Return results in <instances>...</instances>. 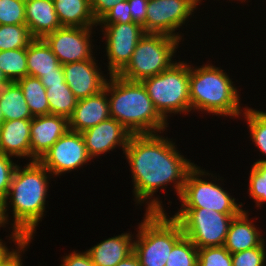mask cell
I'll use <instances>...</instances> for the list:
<instances>
[{
    "label": "cell",
    "mask_w": 266,
    "mask_h": 266,
    "mask_svg": "<svg viewBox=\"0 0 266 266\" xmlns=\"http://www.w3.org/2000/svg\"><path fill=\"white\" fill-rule=\"evenodd\" d=\"M163 136V132L132 134L123 152L132 174L135 206L145 205V213L166 211L163 201L155 194L159 189L164 192L168 185H173L179 199L187 173L196 165L181 155L176 141Z\"/></svg>",
    "instance_id": "1"
},
{
    "label": "cell",
    "mask_w": 266,
    "mask_h": 266,
    "mask_svg": "<svg viewBox=\"0 0 266 266\" xmlns=\"http://www.w3.org/2000/svg\"><path fill=\"white\" fill-rule=\"evenodd\" d=\"M23 166L20 163L16 166L8 194L2 202L5 223L12 230L6 238L9 237L8 242L11 240L14 245L22 238H34L36 229L47 212L45 206L48 202L49 181L54 178L39 161L27 162ZM8 209L13 214V217L10 216L12 221Z\"/></svg>",
    "instance_id": "2"
},
{
    "label": "cell",
    "mask_w": 266,
    "mask_h": 266,
    "mask_svg": "<svg viewBox=\"0 0 266 266\" xmlns=\"http://www.w3.org/2000/svg\"><path fill=\"white\" fill-rule=\"evenodd\" d=\"M106 92L110 117L132 134H166L164 131L169 128V122L158 113L141 82L109 75Z\"/></svg>",
    "instance_id": "3"
},
{
    "label": "cell",
    "mask_w": 266,
    "mask_h": 266,
    "mask_svg": "<svg viewBox=\"0 0 266 266\" xmlns=\"http://www.w3.org/2000/svg\"><path fill=\"white\" fill-rule=\"evenodd\" d=\"M190 63L189 92L191 113L212 114L231 119L240 118L241 95L233 78L224 69L205 63L194 66ZM193 110V111H192Z\"/></svg>",
    "instance_id": "4"
},
{
    "label": "cell",
    "mask_w": 266,
    "mask_h": 266,
    "mask_svg": "<svg viewBox=\"0 0 266 266\" xmlns=\"http://www.w3.org/2000/svg\"><path fill=\"white\" fill-rule=\"evenodd\" d=\"M167 212L145 213L135 228L134 253L141 266H165L173 246L184 236Z\"/></svg>",
    "instance_id": "5"
},
{
    "label": "cell",
    "mask_w": 266,
    "mask_h": 266,
    "mask_svg": "<svg viewBox=\"0 0 266 266\" xmlns=\"http://www.w3.org/2000/svg\"><path fill=\"white\" fill-rule=\"evenodd\" d=\"M177 61L169 69L141 81L156 110L167 122L172 113H191L190 62Z\"/></svg>",
    "instance_id": "6"
},
{
    "label": "cell",
    "mask_w": 266,
    "mask_h": 266,
    "mask_svg": "<svg viewBox=\"0 0 266 266\" xmlns=\"http://www.w3.org/2000/svg\"><path fill=\"white\" fill-rule=\"evenodd\" d=\"M182 41L161 33H145L136 45L127 65L117 74L133 82L160 74L176 61L177 49Z\"/></svg>",
    "instance_id": "7"
},
{
    "label": "cell",
    "mask_w": 266,
    "mask_h": 266,
    "mask_svg": "<svg viewBox=\"0 0 266 266\" xmlns=\"http://www.w3.org/2000/svg\"><path fill=\"white\" fill-rule=\"evenodd\" d=\"M223 180L220 176L217 179V174L202 169L196 163L187 173L183 191L178 199L181 202L180 208H208L223 214H240L245 204L237 203L236 198L224 189L221 185Z\"/></svg>",
    "instance_id": "8"
},
{
    "label": "cell",
    "mask_w": 266,
    "mask_h": 266,
    "mask_svg": "<svg viewBox=\"0 0 266 266\" xmlns=\"http://www.w3.org/2000/svg\"><path fill=\"white\" fill-rule=\"evenodd\" d=\"M208 208H180L172 217L180 224L184 236L198 248L224 246L235 216Z\"/></svg>",
    "instance_id": "9"
},
{
    "label": "cell",
    "mask_w": 266,
    "mask_h": 266,
    "mask_svg": "<svg viewBox=\"0 0 266 266\" xmlns=\"http://www.w3.org/2000/svg\"><path fill=\"white\" fill-rule=\"evenodd\" d=\"M197 6L196 0H149L145 33H161L184 41L180 28L187 26L186 22L197 12Z\"/></svg>",
    "instance_id": "10"
},
{
    "label": "cell",
    "mask_w": 266,
    "mask_h": 266,
    "mask_svg": "<svg viewBox=\"0 0 266 266\" xmlns=\"http://www.w3.org/2000/svg\"><path fill=\"white\" fill-rule=\"evenodd\" d=\"M105 40L107 75H117L130 61L134 49L145 34L143 27L135 22L97 24Z\"/></svg>",
    "instance_id": "11"
},
{
    "label": "cell",
    "mask_w": 266,
    "mask_h": 266,
    "mask_svg": "<svg viewBox=\"0 0 266 266\" xmlns=\"http://www.w3.org/2000/svg\"><path fill=\"white\" fill-rule=\"evenodd\" d=\"M96 27H61L43 39L57 56L60 64L80 62L94 57V33Z\"/></svg>",
    "instance_id": "12"
},
{
    "label": "cell",
    "mask_w": 266,
    "mask_h": 266,
    "mask_svg": "<svg viewBox=\"0 0 266 266\" xmlns=\"http://www.w3.org/2000/svg\"><path fill=\"white\" fill-rule=\"evenodd\" d=\"M90 161L92 159L88 156L82 134L71 130L62 135L39 160L55 178L80 170Z\"/></svg>",
    "instance_id": "13"
},
{
    "label": "cell",
    "mask_w": 266,
    "mask_h": 266,
    "mask_svg": "<svg viewBox=\"0 0 266 266\" xmlns=\"http://www.w3.org/2000/svg\"><path fill=\"white\" fill-rule=\"evenodd\" d=\"M81 134L88 156L92 160L116 148H121L124 152L132 135L129 130L111 117Z\"/></svg>",
    "instance_id": "14"
},
{
    "label": "cell",
    "mask_w": 266,
    "mask_h": 266,
    "mask_svg": "<svg viewBox=\"0 0 266 266\" xmlns=\"http://www.w3.org/2000/svg\"><path fill=\"white\" fill-rule=\"evenodd\" d=\"M98 64V60L89 59L62 65L65 82L78 100L104 89L109 77L101 70L102 65Z\"/></svg>",
    "instance_id": "15"
},
{
    "label": "cell",
    "mask_w": 266,
    "mask_h": 266,
    "mask_svg": "<svg viewBox=\"0 0 266 266\" xmlns=\"http://www.w3.org/2000/svg\"><path fill=\"white\" fill-rule=\"evenodd\" d=\"M68 130V118L64 116L50 114L33 117L30 126L31 162L39 161Z\"/></svg>",
    "instance_id": "16"
},
{
    "label": "cell",
    "mask_w": 266,
    "mask_h": 266,
    "mask_svg": "<svg viewBox=\"0 0 266 266\" xmlns=\"http://www.w3.org/2000/svg\"><path fill=\"white\" fill-rule=\"evenodd\" d=\"M110 118L106 84L99 93L79 99L72 115L68 118L69 130L84 132Z\"/></svg>",
    "instance_id": "17"
},
{
    "label": "cell",
    "mask_w": 266,
    "mask_h": 266,
    "mask_svg": "<svg viewBox=\"0 0 266 266\" xmlns=\"http://www.w3.org/2000/svg\"><path fill=\"white\" fill-rule=\"evenodd\" d=\"M32 119L4 121L0 126V152L31 162L30 126Z\"/></svg>",
    "instance_id": "18"
},
{
    "label": "cell",
    "mask_w": 266,
    "mask_h": 266,
    "mask_svg": "<svg viewBox=\"0 0 266 266\" xmlns=\"http://www.w3.org/2000/svg\"><path fill=\"white\" fill-rule=\"evenodd\" d=\"M252 219L245 208L231 221L224 243V247L231 254L258 247L266 240L261 234V228L257 227Z\"/></svg>",
    "instance_id": "19"
},
{
    "label": "cell",
    "mask_w": 266,
    "mask_h": 266,
    "mask_svg": "<svg viewBox=\"0 0 266 266\" xmlns=\"http://www.w3.org/2000/svg\"><path fill=\"white\" fill-rule=\"evenodd\" d=\"M135 234L130 231L104 239L86 251L95 266H116L134 251Z\"/></svg>",
    "instance_id": "20"
},
{
    "label": "cell",
    "mask_w": 266,
    "mask_h": 266,
    "mask_svg": "<svg viewBox=\"0 0 266 266\" xmlns=\"http://www.w3.org/2000/svg\"><path fill=\"white\" fill-rule=\"evenodd\" d=\"M26 25L33 38H44L61 28L53 0H29L25 2Z\"/></svg>",
    "instance_id": "21"
},
{
    "label": "cell",
    "mask_w": 266,
    "mask_h": 266,
    "mask_svg": "<svg viewBox=\"0 0 266 266\" xmlns=\"http://www.w3.org/2000/svg\"><path fill=\"white\" fill-rule=\"evenodd\" d=\"M62 27H97L89 0H53Z\"/></svg>",
    "instance_id": "22"
},
{
    "label": "cell",
    "mask_w": 266,
    "mask_h": 266,
    "mask_svg": "<svg viewBox=\"0 0 266 266\" xmlns=\"http://www.w3.org/2000/svg\"><path fill=\"white\" fill-rule=\"evenodd\" d=\"M62 67L57 56L43 38H34L27 47L28 75L40 78Z\"/></svg>",
    "instance_id": "23"
},
{
    "label": "cell",
    "mask_w": 266,
    "mask_h": 266,
    "mask_svg": "<svg viewBox=\"0 0 266 266\" xmlns=\"http://www.w3.org/2000/svg\"><path fill=\"white\" fill-rule=\"evenodd\" d=\"M0 106L4 121L33 118L22 89L15 81L9 82L0 89Z\"/></svg>",
    "instance_id": "24"
},
{
    "label": "cell",
    "mask_w": 266,
    "mask_h": 266,
    "mask_svg": "<svg viewBox=\"0 0 266 266\" xmlns=\"http://www.w3.org/2000/svg\"><path fill=\"white\" fill-rule=\"evenodd\" d=\"M33 117L50 115V106L46 96V88L40 78L27 75L16 81Z\"/></svg>",
    "instance_id": "25"
},
{
    "label": "cell",
    "mask_w": 266,
    "mask_h": 266,
    "mask_svg": "<svg viewBox=\"0 0 266 266\" xmlns=\"http://www.w3.org/2000/svg\"><path fill=\"white\" fill-rule=\"evenodd\" d=\"M46 96L50 106V114L66 118L72 115L78 101L66 82L49 85L46 88Z\"/></svg>",
    "instance_id": "26"
},
{
    "label": "cell",
    "mask_w": 266,
    "mask_h": 266,
    "mask_svg": "<svg viewBox=\"0 0 266 266\" xmlns=\"http://www.w3.org/2000/svg\"><path fill=\"white\" fill-rule=\"evenodd\" d=\"M242 108L244 112L240 117H244L243 120L245 119L246 124H248L250 141L252 140L253 145L259 149L258 151L261 152V155L265 156L264 159L260 158L255 160V162H266V111H260V109L257 110L248 106H242Z\"/></svg>",
    "instance_id": "27"
},
{
    "label": "cell",
    "mask_w": 266,
    "mask_h": 266,
    "mask_svg": "<svg viewBox=\"0 0 266 266\" xmlns=\"http://www.w3.org/2000/svg\"><path fill=\"white\" fill-rule=\"evenodd\" d=\"M0 69L10 82L26 77L27 48L0 51Z\"/></svg>",
    "instance_id": "28"
},
{
    "label": "cell",
    "mask_w": 266,
    "mask_h": 266,
    "mask_svg": "<svg viewBox=\"0 0 266 266\" xmlns=\"http://www.w3.org/2000/svg\"><path fill=\"white\" fill-rule=\"evenodd\" d=\"M33 39L26 24L0 25V51L27 48Z\"/></svg>",
    "instance_id": "29"
},
{
    "label": "cell",
    "mask_w": 266,
    "mask_h": 266,
    "mask_svg": "<svg viewBox=\"0 0 266 266\" xmlns=\"http://www.w3.org/2000/svg\"><path fill=\"white\" fill-rule=\"evenodd\" d=\"M247 194L259 209L266 203V162L251 163Z\"/></svg>",
    "instance_id": "30"
},
{
    "label": "cell",
    "mask_w": 266,
    "mask_h": 266,
    "mask_svg": "<svg viewBox=\"0 0 266 266\" xmlns=\"http://www.w3.org/2000/svg\"><path fill=\"white\" fill-rule=\"evenodd\" d=\"M198 248L183 236L172 248L165 266H197Z\"/></svg>",
    "instance_id": "31"
},
{
    "label": "cell",
    "mask_w": 266,
    "mask_h": 266,
    "mask_svg": "<svg viewBox=\"0 0 266 266\" xmlns=\"http://www.w3.org/2000/svg\"><path fill=\"white\" fill-rule=\"evenodd\" d=\"M197 266H232V255L224 246L198 249Z\"/></svg>",
    "instance_id": "32"
},
{
    "label": "cell",
    "mask_w": 266,
    "mask_h": 266,
    "mask_svg": "<svg viewBox=\"0 0 266 266\" xmlns=\"http://www.w3.org/2000/svg\"><path fill=\"white\" fill-rule=\"evenodd\" d=\"M8 24H26L24 1L0 0V25Z\"/></svg>",
    "instance_id": "33"
},
{
    "label": "cell",
    "mask_w": 266,
    "mask_h": 266,
    "mask_svg": "<svg viewBox=\"0 0 266 266\" xmlns=\"http://www.w3.org/2000/svg\"><path fill=\"white\" fill-rule=\"evenodd\" d=\"M265 242L258 247L232 253V266H266Z\"/></svg>",
    "instance_id": "34"
},
{
    "label": "cell",
    "mask_w": 266,
    "mask_h": 266,
    "mask_svg": "<svg viewBox=\"0 0 266 266\" xmlns=\"http://www.w3.org/2000/svg\"><path fill=\"white\" fill-rule=\"evenodd\" d=\"M12 156L0 152V202L2 203L9 191L11 179L16 166Z\"/></svg>",
    "instance_id": "35"
},
{
    "label": "cell",
    "mask_w": 266,
    "mask_h": 266,
    "mask_svg": "<svg viewBox=\"0 0 266 266\" xmlns=\"http://www.w3.org/2000/svg\"><path fill=\"white\" fill-rule=\"evenodd\" d=\"M133 22L130 12V5L127 0L118 2L109 10L97 24H114Z\"/></svg>",
    "instance_id": "36"
},
{
    "label": "cell",
    "mask_w": 266,
    "mask_h": 266,
    "mask_svg": "<svg viewBox=\"0 0 266 266\" xmlns=\"http://www.w3.org/2000/svg\"><path fill=\"white\" fill-rule=\"evenodd\" d=\"M33 238H22L15 249L12 248L1 260L0 266H24L23 265V255L27 248H29L30 243H32ZM23 254V255H22Z\"/></svg>",
    "instance_id": "37"
},
{
    "label": "cell",
    "mask_w": 266,
    "mask_h": 266,
    "mask_svg": "<svg viewBox=\"0 0 266 266\" xmlns=\"http://www.w3.org/2000/svg\"><path fill=\"white\" fill-rule=\"evenodd\" d=\"M133 22L140 24L145 32V20L147 15L148 0H127Z\"/></svg>",
    "instance_id": "38"
},
{
    "label": "cell",
    "mask_w": 266,
    "mask_h": 266,
    "mask_svg": "<svg viewBox=\"0 0 266 266\" xmlns=\"http://www.w3.org/2000/svg\"><path fill=\"white\" fill-rule=\"evenodd\" d=\"M63 266H95L87 251H72L61 259Z\"/></svg>",
    "instance_id": "39"
},
{
    "label": "cell",
    "mask_w": 266,
    "mask_h": 266,
    "mask_svg": "<svg viewBox=\"0 0 266 266\" xmlns=\"http://www.w3.org/2000/svg\"><path fill=\"white\" fill-rule=\"evenodd\" d=\"M123 0H89L92 14L98 22L118 2Z\"/></svg>",
    "instance_id": "40"
},
{
    "label": "cell",
    "mask_w": 266,
    "mask_h": 266,
    "mask_svg": "<svg viewBox=\"0 0 266 266\" xmlns=\"http://www.w3.org/2000/svg\"><path fill=\"white\" fill-rule=\"evenodd\" d=\"M40 80H41V83L45 86V88H48L49 85L65 83V76H64L63 68L61 67L55 73L43 74L40 77Z\"/></svg>",
    "instance_id": "41"
},
{
    "label": "cell",
    "mask_w": 266,
    "mask_h": 266,
    "mask_svg": "<svg viewBox=\"0 0 266 266\" xmlns=\"http://www.w3.org/2000/svg\"><path fill=\"white\" fill-rule=\"evenodd\" d=\"M116 266H141L138 257L133 252L125 259L120 261Z\"/></svg>",
    "instance_id": "42"
},
{
    "label": "cell",
    "mask_w": 266,
    "mask_h": 266,
    "mask_svg": "<svg viewBox=\"0 0 266 266\" xmlns=\"http://www.w3.org/2000/svg\"><path fill=\"white\" fill-rule=\"evenodd\" d=\"M12 249L8 247L2 239H0V260Z\"/></svg>",
    "instance_id": "43"
},
{
    "label": "cell",
    "mask_w": 266,
    "mask_h": 266,
    "mask_svg": "<svg viewBox=\"0 0 266 266\" xmlns=\"http://www.w3.org/2000/svg\"><path fill=\"white\" fill-rule=\"evenodd\" d=\"M9 82L10 81L6 78V76L3 74L2 70L0 69V89L3 88Z\"/></svg>",
    "instance_id": "44"
},
{
    "label": "cell",
    "mask_w": 266,
    "mask_h": 266,
    "mask_svg": "<svg viewBox=\"0 0 266 266\" xmlns=\"http://www.w3.org/2000/svg\"><path fill=\"white\" fill-rule=\"evenodd\" d=\"M6 228V223L3 217V212H2V203L0 202V228Z\"/></svg>",
    "instance_id": "45"
},
{
    "label": "cell",
    "mask_w": 266,
    "mask_h": 266,
    "mask_svg": "<svg viewBox=\"0 0 266 266\" xmlns=\"http://www.w3.org/2000/svg\"><path fill=\"white\" fill-rule=\"evenodd\" d=\"M3 122H4V115H3V112H2L1 106H0V126L2 125Z\"/></svg>",
    "instance_id": "46"
},
{
    "label": "cell",
    "mask_w": 266,
    "mask_h": 266,
    "mask_svg": "<svg viewBox=\"0 0 266 266\" xmlns=\"http://www.w3.org/2000/svg\"><path fill=\"white\" fill-rule=\"evenodd\" d=\"M229 1H234V0H229ZM236 1H237V0H236ZM238 1H240L241 3H244V2L247 1V0H238ZM196 2H197V5L199 6V5H202L201 2H203V0H196Z\"/></svg>",
    "instance_id": "47"
}]
</instances>
